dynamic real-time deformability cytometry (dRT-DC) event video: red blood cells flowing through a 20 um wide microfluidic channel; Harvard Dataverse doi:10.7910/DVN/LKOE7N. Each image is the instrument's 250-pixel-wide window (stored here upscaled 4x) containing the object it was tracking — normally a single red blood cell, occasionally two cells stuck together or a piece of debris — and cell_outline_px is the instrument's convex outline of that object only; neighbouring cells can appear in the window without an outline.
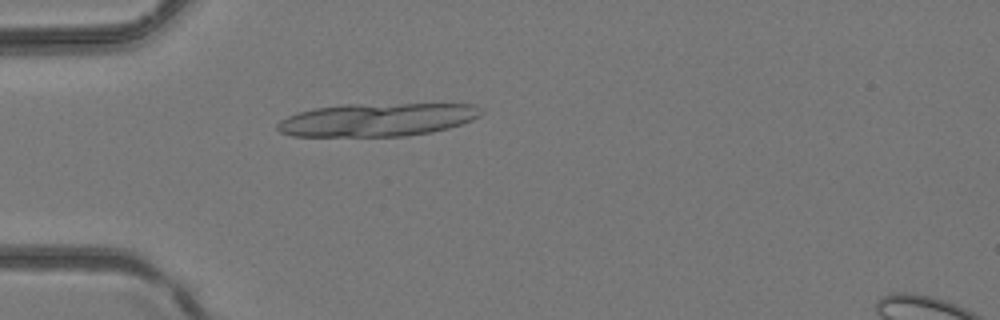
{"species": "common noctule bat (a hibernating species)", "species_latin": "Nyctalus noctula", "temperature_condition": "room temperature", "stored_images_in_passage": 42, "segment_of_instrument_passage": [1, 2], "camera_frame_rate_fps": 3000, "um_per_image_px": 0.085, "animal": {"sex": "female", "body_mass_g": 24.6, "forearm_length_mm": 56.2}, "frame": {"image": 1, "passage_image": 13, "time_ms": 4.0, "image_size_px": [1000, 320], "cell_outline_px": [[484, 112], [480, 116], [472, 120], [448, 128], [432, 132], [404, 136], [292, 136], [280, 132], [276, 128], [276, 124], [280, 120], [288, 116], [300, 112], [316, 108], [344, 104], [476, 104]], "centroid_in_image_um": [32.07, 10.17], "position_along_channel_um": 52.9, "area_um2": 39.36}}